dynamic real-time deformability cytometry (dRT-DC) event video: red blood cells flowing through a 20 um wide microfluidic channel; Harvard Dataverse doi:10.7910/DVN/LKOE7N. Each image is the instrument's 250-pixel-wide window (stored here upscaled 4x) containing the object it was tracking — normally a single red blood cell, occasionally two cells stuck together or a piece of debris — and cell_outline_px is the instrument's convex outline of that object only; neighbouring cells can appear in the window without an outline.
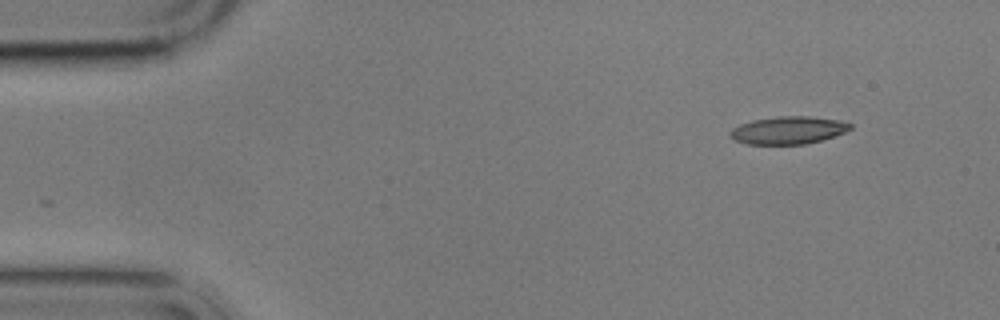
{"species": "common noctule bat (a hibernating species)", "species_latin": "Nyctalus noctula", "temperature_condition": "cold", "stored_images_in_passage": 5, "camera_frame_rate_fps": 3000, "um_per_image_px": 0.085, "animal": {"sex": "male", "body_mass_g": 17.9}, "frame": {"image": 1, "passage_image": 1, "time_ms": 0.0, "image_size_px": [1000, 320], "cell_outline_px": [[852, 128], [844, 132], [820, 140], [804, 144], [748, 144], [736, 140], [728, 136], [728, 132], [732, 128], [740, 124], [752, 120], [780, 116], [808, 116], [840, 120], [852, 124]], "centroid_in_image_um": [66.96, 11.06], "position_along_channel_um": 18.0, "area_um2": 19.25}}
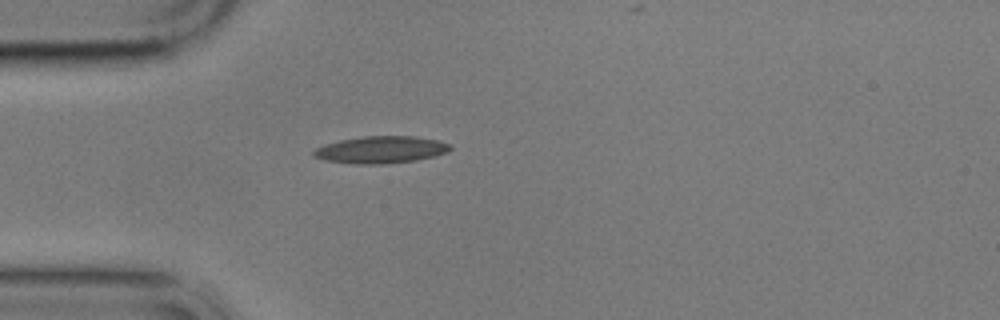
{"frame": {"image": 2, "passage_image": 4, "time_ms": 3.333, "image_size_px": [1000, 320], "cell_outline_px": [[452, 148], [448, 152], [436, 156], [416, 160], [380, 164], [352, 164], [328, 160], [312, 156], [312, 152], [316, 148], [324, 144], [340, 140], [364, 136], [416, 136], [440, 140], [448, 144]], "centroid_in_image_um": [32.4, 12.72], "position_along_channel_um": 52.6, "area_um2": 21.62}}